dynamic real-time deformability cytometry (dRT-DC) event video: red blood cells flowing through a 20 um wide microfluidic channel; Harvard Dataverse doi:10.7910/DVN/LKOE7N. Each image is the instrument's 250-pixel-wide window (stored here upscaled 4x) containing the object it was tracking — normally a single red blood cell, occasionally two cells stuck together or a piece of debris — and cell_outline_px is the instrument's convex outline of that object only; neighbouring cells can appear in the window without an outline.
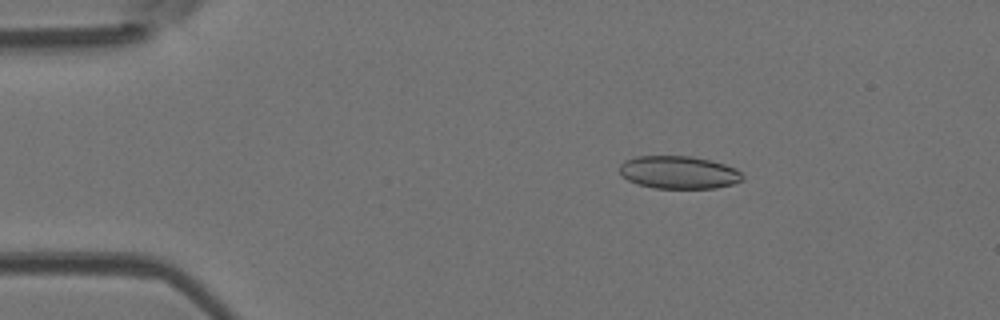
{"species": "Egyptian fruit bat (a non-hibernating species)", "species_latin": "Rousettus aegyptiacus", "temperature_condition": "room temperature", "stored_images_in_passage": 44, "camera_frame_rate_fps": 3000, "um_per_image_px": 0.085, "animal": {"sex": "female"}, "frame": {"image": 1, "passage_image": 1, "time_ms": 0.0, "image_size_px": [1000, 320], "cell_outline_px": [[744, 180], [732, 184], [716, 188], [652, 188], [628, 180], [620, 176], [620, 164], [624, 160], [636, 156], [692, 156], [712, 160], [736, 168], [744, 176]], "centroid_in_image_um": [57.7, 14.64], "position_along_channel_um": 27.3, "area_um2": 23.7}}
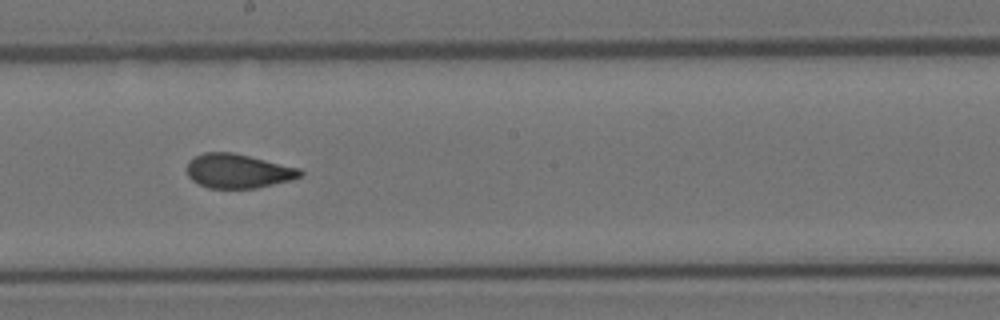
{"frame": {"image": 2, "passage_image": 21, "time_ms": 6.667, "image_size_px": [1000, 320], "cell_outline_px": [[304, 172], [300, 176], [292, 180], [256, 188], [208, 188], [192, 180], [188, 176], [188, 160], [204, 152], [232, 152], [300, 168]], "centroid_in_image_um": [20.24, 14.54], "position_along_channel_um": 228.0, "area_um2": 22.48}}
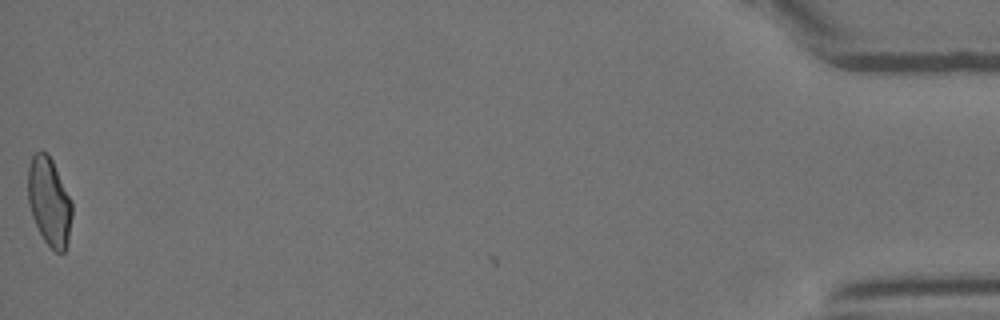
{"frame": {"image": 3, "passage_image": 44, "time_ms": 14.333, "image_size_px": [1000, 320], "cell_outline_px": [[72, 216], [68, 240], [64, 252], [56, 252], [44, 240], [32, 216], [28, 204], [28, 164], [32, 156], [36, 152], [48, 152], [72, 200]], "centroid_in_image_um": [4.19, 17.11], "position_along_channel_um": 431.0, "area_um2": 22.66}, "authors_computed_cell_mechanics": {"area_um2": 23.1489, "velocity_mm_per_s": 3.9231, "shape_relaxation_time_tau1_ms": null, "shape_relaxation_time_tau2_ms": 1.2248, "deformation_change_tau1": null, "deformation_change_tau2": 0.0531}}